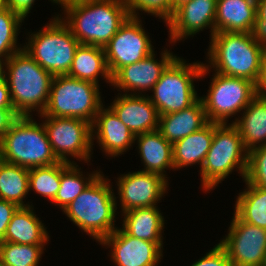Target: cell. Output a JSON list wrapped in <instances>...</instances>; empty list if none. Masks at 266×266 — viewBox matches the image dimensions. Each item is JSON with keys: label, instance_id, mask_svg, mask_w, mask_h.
Listing matches in <instances>:
<instances>
[{"label": "cell", "instance_id": "obj_1", "mask_svg": "<svg viewBox=\"0 0 266 266\" xmlns=\"http://www.w3.org/2000/svg\"><path fill=\"white\" fill-rule=\"evenodd\" d=\"M62 21L83 45L103 47L130 16L124 0H86L63 7Z\"/></svg>", "mask_w": 266, "mask_h": 266}, {"label": "cell", "instance_id": "obj_2", "mask_svg": "<svg viewBox=\"0 0 266 266\" xmlns=\"http://www.w3.org/2000/svg\"><path fill=\"white\" fill-rule=\"evenodd\" d=\"M210 38L209 65L204 64L207 69L258 83L266 56L265 45L257 42L252 33L217 32Z\"/></svg>", "mask_w": 266, "mask_h": 266}, {"label": "cell", "instance_id": "obj_3", "mask_svg": "<svg viewBox=\"0 0 266 266\" xmlns=\"http://www.w3.org/2000/svg\"><path fill=\"white\" fill-rule=\"evenodd\" d=\"M3 77L9 87L18 116L42 114L48 104L53 75L42 68L24 49L4 61Z\"/></svg>", "mask_w": 266, "mask_h": 266}, {"label": "cell", "instance_id": "obj_4", "mask_svg": "<svg viewBox=\"0 0 266 266\" xmlns=\"http://www.w3.org/2000/svg\"><path fill=\"white\" fill-rule=\"evenodd\" d=\"M110 179L102 172L62 212L80 230L100 242L112 234L115 227L117 201Z\"/></svg>", "mask_w": 266, "mask_h": 266}, {"label": "cell", "instance_id": "obj_5", "mask_svg": "<svg viewBox=\"0 0 266 266\" xmlns=\"http://www.w3.org/2000/svg\"><path fill=\"white\" fill-rule=\"evenodd\" d=\"M0 159L32 169L58 163L43 123L32 116H18L0 141Z\"/></svg>", "mask_w": 266, "mask_h": 266}, {"label": "cell", "instance_id": "obj_6", "mask_svg": "<svg viewBox=\"0 0 266 266\" xmlns=\"http://www.w3.org/2000/svg\"><path fill=\"white\" fill-rule=\"evenodd\" d=\"M248 151L233 123H214V136L204 163L200 168L202 188L211 191L236 168L245 179ZM238 168V169H237Z\"/></svg>", "mask_w": 266, "mask_h": 266}, {"label": "cell", "instance_id": "obj_7", "mask_svg": "<svg viewBox=\"0 0 266 266\" xmlns=\"http://www.w3.org/2000/svg\"><path fill=\"white\" fill-rule=\"evenodd\" d=\"M209 69L201 62L186 63L176 57L162 72L154 85L152 96H148L158 114L179 112L193 105L200 97L194 86V79L202 78Z\"/></svg>", "mask_w": 266, "mask_h": 266}, {"label": "cell", "instance_id": "obj_8", "mask_svg": "<svg viewBox=\"0 0 266 266\" xmlns=\"http://www.w3.org/2000/svg\"><path fill=\"white\" fill-rule=\"evenodd\" d=\"M100 85L67 75L53 77L44 116L78 118L91 125L103 106Z\"/></svg>", "mask_w": 266, "mask_h": 266}, {"label": "cell", "instance_id": "obj_9", "mask_svg": "<svg viewBox=\"0 0 266 266\" xmlns=\"http://www.w3.org/2000/svg\"><path fill=\"white\" fill-rule=\"evenodd\" d=\"M25 44L23 49L53 76L68 74L80 45L59 15L39 32L30 34Z\"/></svg>", "mask_w": 266, "mask_h": 266}, {"label": "cell", "instance_id": "obj_10", "mask_svg": "<svg viewBox=\"0 0 266 266\" xmlns=\"http://www.w3.org/2000/svg\"><path fill=\"white\" fill-rule=\"evenodd\" d=\"M208 93L200 97L209 122L227 124L228 119L243 111L256 96L251 80L214 73Z\"/></svg>", "mask_w": 266, "mask_h": 266}, {"label": "cell", "instance_id": "obj_11", "mask_svg": "<svg viewBox=\"0 0 266 266\" xmlns=\"http://www.w3.org/2000/svg\"><path fill=\"white\" fill-rule=\"evenodd\" d=\"M52 151L59 161L74 163L69 156L77 160L90 162L92 156L91 124L78 118L53 117L40 114Z\"/></svg>", "mask_w": 266, "mask_h": 266}, {"label": "cell", "instance_id": "obj_12", "mask_svg": "<svg viewBox=\"0 0 266 266\" xmlns=\"http://www.w3.org/2000/svg\"><path fill=\"white\" fill-rule=\"evenodd\" d=\"M139 18L130 15L104 46L107 67L112 77L122 67L143 60L154 52V46Z\"/></svg>", "mask_w": 266, "mask_h": 266}, {"label": "cell", "instance_id": "obj_13", "mask_svg": "<svg viewBox=\"0 0 266 266\" xmlns=\"http://www.w3.org/2000/svg\"><path fill=\"white\" fill-rule=\"evenodd\" d=\"M228 235L219 244L231 266H262L266 253V229L243 222L235 213Z\"/></svg>", "mask_w": 266, "mask_h": 266}, {"label": "cell", "instance_id": "obj_14", "mask_svg": "<svg viewBox=\"0 0 266 266\" xmlns=\"http://www.w3.org/2000/svg\"><path fill=\"white\" fill-rule=\"evenodd\" d=\"M117 179L122 213L136 208L157 206L169 185L165 177L143 171L122 174Z\"/></svg>", "mask_w": 266, "mask_h": 266}, {"label": "cell", "instance_id": "obj_15", "mask_svg": "<svg viewBox=\"0 0 266 266\" xmlns=\"http://www.w3.org/2000/svg\"><path fill=\"white\" fill-rule=\"evenodd\" d=\"M99 243L111 246V259L117 266H157L163 257V242L138 239L118 227Z\"/></svg>", "mask_w": 266, "mask_h": 266}, {"label": "cell", "instance_id": "obj_16", "mask_svg": "<svg viewBox=\"0 0 266 266\" xmlns=\"http://www.w3.org/2000/svg\"><path fill=\"white\" fill-rule=\"evenodd\" d=\"M216 1L189 0L179 5L166 22L170 43L194 36L207 27L212 37L215 34Z\"/></svg>", "mask_w": 266, "mask_h": 266}, {"label": "cell", "instance_id": "obj_17", "mask_svg": "<svg viewBox=\"0 0 266 266\" xmlns=\"http://www.w3.org/2000/svg\"><path fill=\"white\" fill-rule=\"evenodd\" d=\"M164 51V52H163ZM161 61L155 59V53L152 52L143 60L122 67L113 77L112 84L123 90L125 94L143 95L142 92L152 90L156 82L160 79L162 72L177 57L170 50H163ZM131 91V92H129ZM139 91V92H137ZM129 92V93H128ZM137 92V93H136Z\"/></svg>", "mask_w": 266, "mask_h": 266}, {"label": "cell", "instance_id": "obj_18", "mask_svg": "<svg viewBox=\"0 0 266 266\" xmlns=\"http://www.w3.org/2000/svg\"><path fill=\"white\" fill-rule=\"evenodd\" d=\"M109 108L135 136L158 130L159 114L148 94L118 93Z\"/></svg>", "mask_w": 266, "mask_h": 266}, {"label": "cell", "instance_id": "obj_19", "mask_svg": "<svg viewBox=\"0 0 266 266\" xmlns=\"http://www.w3.org/2000/svg\"><path fill=\"white\" fill-rule=\"evenodd\" d=\"M104 106L99 109L91 125L92 145L93 140L97 139V143L105 155L115 158L132 147V144L135 143V135L109 107L105 108Z\"/></svg>", "mask_w": 266, "mask_h": 266}, {"label": "cell", "instance_id": "obj_20", "mask_svg": "<svg viewBox=\"0 0 266 266\" xmlns=\"http://www.w3.org/2000/svg\"><path fill=\"white\" fill-rule=\"evenodd\" d=\"M256 16V0H217L215 33H252Z\"/></svg>", "mask_w": 266, "mask_h": 266}, {"label": "cell", "instance_id": "obj_21", "mask_svg": "<svg viewBox=\"0 0 266 266\" xmlns=\"http://www.w3.org/2000/svg\"><path fill=\"white\" fill-rule=\"evenodd\" d=\"M202 100L179 112L159 115L158 131L171 144L201 129L208 123Z\"/></svg>", "mask_w": 266, "mask_h": 266}, {"label": "cell", "instance_id": "obj_22", "mask_svg": "<svg viewBox=\"0 0 266 266\" xmlns=\"http://www.w3.org/2000/svg\"><path fill=\"white\" fill-rule=\"evenodd\" d=\"M137 140V141H136ZM143 172L156 173L167 178L165 169H173V144L167 141L158 130L135 136Z\"/></svg>", "mask_w": 266, "mask_h": 266}, {"label": "cell", "instance_id": "obj_23", "mask_svg": "<svg viewBox=\"0 0 266 266\" xmlns=\"http://www.w3.org/2000/svg\"><path fill=\"white\" fill-rule=\"evenodd\" d=\"M30 206L18 207L12 215L2 242L23 245H47L49 233Z\"/></svg>", "mask_w": 266, "mask_h": 266}, {"label": "cell", "instance_id": "obj_24", "mask_svg": "<svg viewBox=\"0 0 266 266\" xmlns=\"http://www.w3.org/2000/svg\"><path fill=\"white\" fill-rule=\"evenodd\" d=\"M214 136V123L191 133L173 144L174 169L199 164L202 167Z\"/></svg>", "mask_w": 266, "mask_h": 266}, {"label": "cell", "instance_id": "obj_25", "mask_svg": "<svg viewBox=\"0 0 266 266\" xmlns=\"http://www.w3.org/2000/svg\"><path fill=\"white\" fill-rule=\"evenodd\" d=\"M158 206L143 207L122 213V229L132 237L150 242H163L164 216Z\"/></svg>", "mask_w": 266, "mask_h": 266}, {"label": "cell", "instance_id": "obj_26", "mask_svg": "<svg viewBox=\"0 0 266 266\" xmlns=\"http://www.w3.org/2000/svg\"><path fill=\"white\" fill-rule=\"evenodd\" d=\"M100 75L112 84L103 47L80 44L67 76L99 85Z\"/></svg>", "mask_w": 266, "mask_h": 266}, {"label": "cell", "instance_id": "obj_27", "mask_svg": "<svg viewBox=\"0 0 266 266\" xmlns=\"http://www.w3.org/2000/svg\"><path fill=\"white\" fill-rule=\"evenodd\" d=\"M232 123L237 127L244 147L248 152L266 145L265 100L256 95L244 109L242 117H236Z\"/></svg>", "mask_w": 266, "mask_h": 266}, {"label": "cell", "instance_id": "obj_28", "mask_svg": "<svg viewBox=\"0 0 266 266\" xmlns=\"http://www.w3.org/2000/svg\"><path fill=\"white\" fill-rule=\"evenodd\" d=\"M29 192V169L6 163L0 159V199L12 202L18 207L24 204Z\"/></svg>", "mask_w": 266, "mask_h": 266}, {"label": "cell", "instance_id": "obj_29", "mask_svg": "<svg viewBox=\"0 0 266 266\" xmlns=\"http://www.w3.org/2000/svg\"><path fill=\"white\" fill-rule=\"evenodd\" d=\"M244 182L247 186L236 198L234 213L243 222L266 229V188Z\"/></svg>", "mask_w": 266, "mask_h": 266}, {"label": "cell", "instance_id": "obj_30", "mask_svg": "<svg viewBox=\"0 0 266 266\" xmlns=\"http://www.w3.org/2000/svg\"><path fill=\"white\" fill-rule=\"evenodd\" d=\"M76 163L61 161L60 188L55 199L51 202L64 210L74 199H76L89 184L101 173L93 171L88 177L83 176L81 168Z\"/></svg>", "mask_w": 266, "mask_h": 266}, {"label": "cell", "instance_id": "obj_31", "mask_svg": "<svg viewBox=\"0 0 266 266\" xmlns=\"http://www.w3.org/2000/svg\"><path fill=\"white\" fill-rule=\"evenodd\" d=\"M61 161L53 165L29 169V191L53 201L60 188Z\"/></svg>", "mask_w": 266, "mask_h": 266}, {"label": "cell", "instance_id": "obj_32", "mask_svg": "<svg viewBox=\"0 0 266 266\" xmlns=\"http://www.w3.org/2000/svg\"><path fill=\"white\" fill-rule=\"evenodd\" d=\"M23 21L21 16L9 8L0 9V60L6 61L14 53L23 49L21 48L23 46L16 45Z\"/></svg>", "mask_w": 266, "mask_h": 266}, {"label": "cell", "instance_id": "obj_33", "mask_svg": "<svg viewBox=\"0 0 266 266\" xmlns=\"http://www.w3.org/2000/svg\"><path fill=\"white\" fill-rule=\"evenodd\" d=\"M44 246L0 242V261L6 266H38Z\"/></svg>", "mask_w": 266, "mask_h": 266}, {"label": "cell", "instance_id": "obj_34", "mask_svg": "<svg viewBox=\"0 0 266 266\" xmlns=\"http://www.w3.org/2000/svg\"><path fill=\"white\" fill-rule=\"evenodd\" d=\"M246 182L254 186L266 188V145L248 152Z\"/></svg>", "mask_w": 266, "mask_h": 266}, {"label": "cell", "instance_id": "obj_35", "mask_svg": "<svg viewBox=\"0 0 266 266\" xmlns=\"http://www.w3.org/2000/svg\"><path fill=\"white\" fill-rule=\"evenodd\" d=\"M124 2L131 16L138 17L139 11H144L161 18L165 23L172 17L171 0H124Z\"/></svg>", "mask_w": 266, "mask_h": 266}, {"label": "cell", "instance_id": "obj_36", "mask_svg": "<svg viewBox=\"0 0 266 266\" xmlns=\"http://www.w3.org/2000/svg\"><path fill=\"white\" fill-rule=\"evenodd\" d=\"M191 266H231V262L225 249L218 243Z\"/></svg>", "mask_w": 266, "mask_h": 266}, {"label": "cell", "instance_id": "obj_37", "mask_svg": "<svg viewBox=\"0 0 266 266\" xmlns=\"http://www.w3.org/2000/svg\"><path fill=\"white\" fill-rule=\"evenodd\" d=\"M256 22L252 31L254 39L266 46V0H256Z\"/></svg>", "mask_w": 266, "mask_h": 266}, {"label": "cell", "instance_id": "obj_38", "mask_svg": "<svg viewBox=\"0 0 266 266\" xmlns=\"http://www.w3.org/2000/svg\"><path fill=\"white\" fill-rule=\"evenodd\" d=\"M17 208L16 204L0 199V242L4 240L8 224Z\"/></svg>", "mask_w": 266, "mask_h": 266}, {"label": "cell", "instance_id": "obj_39", "mask_svg": "<svg viewBox=\"0 0 266 266\" xmlns=\"http://www.w3.org/2000/svg\"><path fill=\"white\" fill-rule=\"evenodd\" d=\"M35 0H5L6 8L25 19L31 12Z\"/></svg>", "mask_w": 266, "mask_h": 266}, {"label": "cell", "instance_id": "obj_40", "mask_svg": "<svg viewBox=\"0 0 266 266\" xmlns=\"http://www.w3.org/2000/svg\"><path fill=\"white\" fill-rule=\"evenodd\" d=\"M17 117L14 108H0V141Z\"/></svg>", "mask_w": 266, "mask_h": 266}, {"label": "cell", "instance_id": "obj_41", "mask_svg": "<svg viewBox=\"0 0 266 266\" xmlns=\"http://www.w3.org/2000/svg\"><path fill=\"white\" fill-rule=\"evenodd\" d=\"M0 108H14L9 87L4 77L0 79Z\"/></svg>", "mask_w": 266, "mask_h": 266}, {"label": "cell", "instance_id": "obj_42", "mask_svg": "<svg viewBox=\"0 0 266 266\" xmlns=\"http://www.w3.org/2000/svg\"><path fill=\"white\" fill-rule=\"evenodd\" d=\"M256 95L266 101V56L263 60L259 81L256 84Z\"/></svg>", "mask_w": 266, "mask_h": 266}, {"label": "cell", "instance_id": "obj_43", "mask_svg": "<svg viewBox=\"0 0 266 266\" xmlns=\"http://www.w3.org/2000/svg\"><path fill=\"white\" fill-rule=\"evenodd\" d=\"M55 4L61 5V8L65 7L68 4H72L75 2H80V1H86V0H50Z\"/></svg>", "mask_w": 266, "mask_h": 266}, {"label": "cell", "instance_id": "obj_44", "mask_svg": "<svg viewBox=\"0 0 266 266\" xmlns=\"http://www.w3.org/2000/svg\"><path fill=\"white\" fill-rule=\"evenodd\" d=\"M189 1V0H171V5H172V15L174 10L181 5L182 3Z\"/></svg>", "mask_w": 266, "mask_h": 266}, {"label": "cell", "instance_id": "obj_45", "mask_svg": "<svg viewBox=\"0 0 266 266\" xmlns=\"http://www.w3.org/2000/svg\"><path fill=\"white\" fill-rule=\"evenodd\" d=\"M4 61L0 60V79L3 77Z\"/></svg>", "mask_w": 266, "mask_h": 266}, {"label": "cell", "instance_id": "obj_46", "mask_svg": "<svg viewBox=\"0 0 266 266\" xmlns=\"http://www.w3.org/2000/svg\"><path fill=\"white\" fill-rule=\"evenodd\" d=\"M5 7V0H0V9H3Z\"/></svg>", "mask_w": 266, "mask_h": 266}, {"label": "cell", "instance_id": "obj_47", "mask_svg": "<svg viewBox=\"0 0 266 266\" xmlns=\"http://www.w3.org/2000/svg\"><path fill=\"white\" fill-rule=\"evenodd\" d=\"M262 266H266V253L264 255V260H263Z\"/></svg>", "mask_w": 266, "mask_h": 266}, {"label": "cell", "instance_id": "obj_48", "mask_svg": "<svg viewBox=\"0 0 266 266\" xmlns=\"http://www.w3.org/2000/svg\"><path fill=\"white\" fill-rule=\"evenodd\" d=\"M0 266H6L5 264H3L1 261H0Z\"/></svg>", "mask_w": 266, "mask_h": 266}]
</instances>
